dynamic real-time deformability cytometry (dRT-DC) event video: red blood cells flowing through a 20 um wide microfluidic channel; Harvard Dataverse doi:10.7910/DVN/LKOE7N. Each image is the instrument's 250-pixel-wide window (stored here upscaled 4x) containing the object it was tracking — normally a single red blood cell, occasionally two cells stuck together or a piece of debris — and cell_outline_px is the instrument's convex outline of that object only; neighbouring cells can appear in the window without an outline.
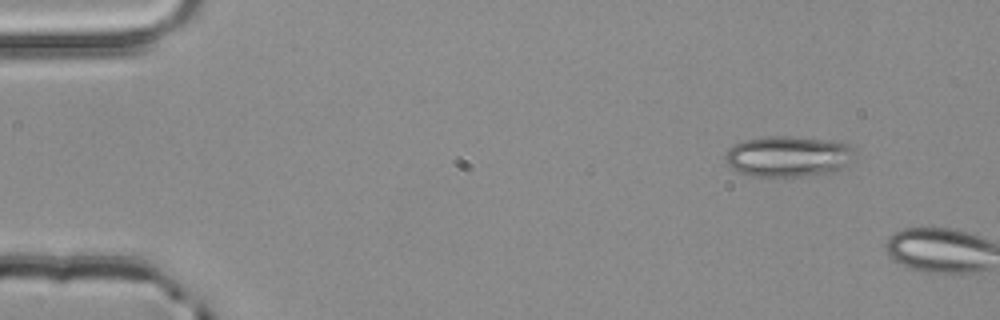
{"species": "common noctule bat (a hibernating species)", "species_latin": "Nyctalus noctula", "temperature_condition": "room temperature", "stored_images_in_passage": 6, "segment_of_instrument_passage": [2, 2], "camera_frame_rate_fps": 3000, "um_per_image_px": 0.085, "animal": {"sex": "male", "body_mass_g": 20.4}, "frame": {"image": 1, "passage_image": 6, "time_ms": 1.667, "image_size_px": [1000, 320], "cell_outline_px": [[856, 156], [848, 164], [836, 172], [800, 176], [752, 176], [740, 172], [732, 168], [724, 160], [724, 156], [728, 148], [744, 140], [768, 136], [792, 136], [824, 140], [848, 144], [856, 148]], "centroid_in_image_um": [67.03, 13.29], "position_along_channel_um": 18.0, "area_um2": 30.98}}